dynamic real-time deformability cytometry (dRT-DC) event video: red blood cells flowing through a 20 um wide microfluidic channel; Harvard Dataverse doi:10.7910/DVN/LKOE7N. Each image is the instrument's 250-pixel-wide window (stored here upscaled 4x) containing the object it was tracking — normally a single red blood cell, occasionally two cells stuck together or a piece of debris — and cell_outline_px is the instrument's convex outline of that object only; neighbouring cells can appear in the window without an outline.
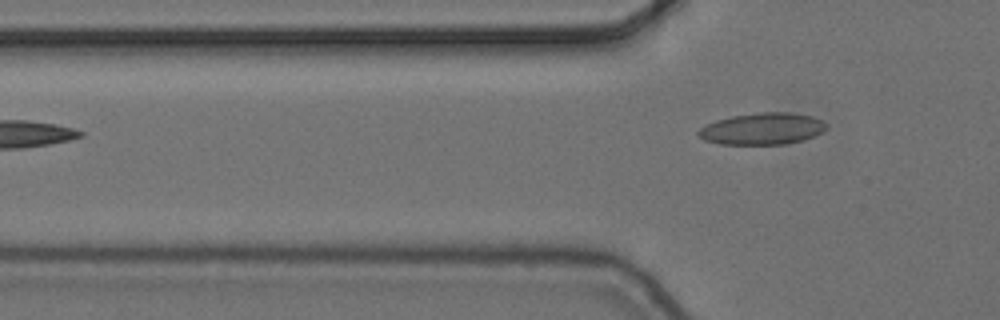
{"species": "common noctule bat (a hibernating species)", "species_latin": "Nyctalus noctula", "temperature_condition": "cold", "stored_images_in_passage": 5, "segment_of_instrument_passage": [2, 2], "camera_frame_rate_fps": 3000, "um_per_image_px": 0.085, "animal": {"sex": "female", "body_mass_g": 24.6, "forearm_length_mm": 56.2}, "frame": {"image": 1, "passage_image": 5, "time_ms": 1.333, "image_size_px": [1000, 320], "cell_outline_px": [[828, 124], [820, 132], [804, 140], [784, 144], [720, 144], [704, 140], [696, 132], [700, 128], [716, 120], [732, 116], [760, 112], [796, 112], [812, 116], [824, 120]], "centroid_in_image_um": [64.81, 10.93], "position_along_channel_um": 61.0, "area_um2": 23.64}}